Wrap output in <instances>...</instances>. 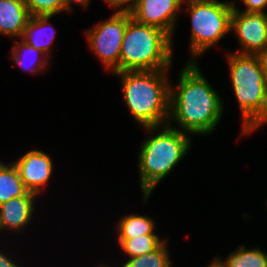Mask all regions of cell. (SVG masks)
I'll return each mask as SVG.
<instances>
[{
    "mask_svg": "<svg viewBox=\"0 0 267 267\" xmlns=\"http://www.w3.org/2000/svg\"><path fill=\"white\" fill-rule=\"evenodd\" d=\"M203 75L197 62H187L178 85L170 84L168 124L174 121L178 126L173 128L189 135L213 133L223 116V100Z\"/></svg>",
    "mask_w": 267,
    "mask_h": 267,
    "instance_id": "6da1fadb",
    "label": "cell"
},
{
    "mask_svg": "<svg viewBox=\"0 0 267 267\" xmlns=\"http://www.w3.org/2000/svg\"><path fill=\"white\" fill-rule=\"evenodd\" d=\"M151 133L142 141L138 153L139 185L142 202L147 203L156 186L167 177L189 152L191 135L184 133L171 124L144 127Z\"/></svg>",
    "mask_w": 267,
    "mask_h": 267,
    "instance_id": "7a4b0ae2",
    "label": "cell"
},
{
    "mask_svg": "<svg viewBox=\"0 0 267 267\" xmlns=\"http://www.w3.org/2000/svg\"><path fill=\"white\" fill-rule=\"evenodd\" d=\"M170 69L120 71L123 100L131 118L142 128L168 124L170 116Z\"/></svg>",
    "mask_w": 267,
    "mask_h": 267,
    "instance_id": "3957f363",
    "label": "cell"
},
{
    "mask_svg": "<svg viewBox=\"0 0 267 267\" xmlns=\"http://www.w3.org/2000/svg\"><path fill=\"white\" fill-rule=\"evenodd\" d=\"M226 58L230 84L241 112L240 134L249 136L267 123V90L263 65L259 55L230 52Z\"/></svg>",
    "mask_w": 267,
    "mask_h": 267,
    "instance_id": "277c9868",
    "label": "cell"
},
{
    "mask_svg": "<svg viewBox=\"0 0 267 267\" xmlns=\"http://www.w3.org/2000/svg\"><path fill=\"white\" fill-rule=\"evenodd\" d=\"M172 47L173 39L166 32L132 18L121 45L119 72L171 69Z\"/></svg>",
    "mask_w": 267,
    "mask_h": 267,
    "instance_id": "5b68a950",
    "label": "cell"
},
{
    "mask_svg": "<svg viewBox=\"0 0 267 267\" xmlns=\"http://www.w3.org/2000/svg\"><path fill=\"white\" fill-rule=\"evenodd\" d=\"M184 9L190 14V56L197 62V57L219 43L231 33L233 1L226 0H184ZM196 59V60H195Z\"/></svg>",
    "mask_w": 267,
    "mask_h": 267,
    "instance_id": "8992f818",
    "label": "cell"
},
{
    "mask_svg": "<svg viewBox=\"0 0 267 267\" xmlns=\"http://www.w3.org/2000/svg\"><path fill=\"white\" fill-rule=\"evenodd\" d=\"M130 13L114 12L109 18L85 30L89 48L101 61L103 68L112 73L119 72L121 45Z\"/></svg>",
    "mask_w": 267,
    "mask_h": 267,
    "instance_id": "52a82bcc",
    "label": "cell"
},
{
    "mask_svg": "<svg viewBox=\"0 0 267 267\" xmlns=\"http://www.w3.org/2000/svg\"><path fill=\"white\" fill-rule=\"evenodd\" d=\"M238 38L237 53L260 55L267 51V12L253 13L233 8L231 33Z\"/></svg>",
    "mask_w": 267,
    "mask_h": 267,
    "instance_id": "ba28073f",
    "label": "cell"
},
{
    "mask_svg": "<svg viewBox=\"0 0 267 267\" xmlns=\"http://www.w3.org/2000/svg\"><path fill=\"white\" fill-rule=\"evenodd\" d=\"M184 0H139L130 13L138 23L157 27L172 39Z\"/></svg>",
    "mask_w": 267,
    "mask_h": 267,
    "instance_id": "9c48e42d",
    "label": "cell"
},
{
    "mask_svg": "<svg viewBox=\"0 0 267 267\" xmlns=\"http://www.w3.org/2000/svg\"><path fill=\"white\" fill-rule=\"evenodd\" d=\"M17 168L25 188L40 196L53 173V160L42 150L32 149L12 162Z\"/></svg>",
    "mask_w": 267,
    "mask_h": 267,
    "instance_id": "30bf717a",
    "label": "cell"
},
{
    "mask_svg": "<svg viewBox=\"0 0 267 267\" xmlns=\"http://www.w3.org/2000/svg\"><path fill=\"white\" fill-rule=\"evenodd\" d=\"M37 194L27 192L24 196L14 197L0 205V233L3 231L18 232L30 226L35 215Z\"/></svg>",
    "mask_w": 267,
    "mask_h": 267,
    "instance_id": "8fae6325",
    "label": "cell"
},
{
    "mask_svg": "<svg viewBox=\"0 0 267 267\" xmlns=\"http://www.w3.org/2000/svg\"><path fill=\"white\" fill-rule=\"evenodd\" d=\"M30 14L23 0H0V34L21 39Z\"/></svg>",
    "mask_w": 267,
    "mask_h": 267,
    "instance_id": "7c38bea8",
    "label": "cell"
},
{
    "mask_svg": "<svg viewBox=\"0 0 267 267\" xmlns=\"http://www.w3.org/2000/svg\"><path fill=\"white\" fill-rule=\"evenodd\" d=\"M53 16H31L24 28L21 40L31 47L42 51L49 59L52 42L57 30L49 22Z\"/></svg>",
    "mask_w": 267,
    "mask_h": 267,
    "instance_id": "4fadbf2b",
    "label": "cell"
},
{
    "mask_svg": "<svg viewBox=\"0 0 267 267\" xmlns=\"http://www.w3.org/2000/svg\"><path fill=\"white\" fill-rule=\"evenodd\" d=\"M11 51L13 63L30 74L41 75L51 64L49 58L40 50L26 44L21 39L14 41ZM42 72V73H41Z\"/></svg>",
    "mask_w": 267,
    "mask_h": 267,
    "instance_id": "5bb4252c",
    "label": "cell"
},
{
    "mask_svg": "<svg viewBox=\"0 0 267 267\" xmlns=\"http://www.w3.org/2000/svg\"><path fill=\"white\" fill-rule=\"evenodd\" d=\"M118 247L122 254L127 258H132L144 254L151 253L158 249L167 238H160L158 234H145L134 236L133 238H116Z\"/></svg>",
    "mask_w": 267,
    "mask_h": 267,
    "instance_id": "9a60e30c",
    "label": "cell"
},
{
    "mask_svg": "<svg viewBox=\"0 0 267 267\" xmlns=\"http://www.w3.org/2000/svg\"><path fill=\"white\" fill-rule=\"evenodd\" d=\"M28 190L25 188L15 165H6L0 161V205L14 197L24 196Z\"/></svg>",
    "mask_w": 267,
    "mask_h": 267,
    "instance_id": "2e32d148",
    "label": "cell"
},
{
    "mask_svg": "<svg viewBox=\"0 0 267 267\" xmlns=\"http://www.w3.org/2000/svg\"><path fill=\"white\" fill-rule=\"evenodd\" d=\"M152 218L138 213L124 215L116 225V238H133L142 234H157L155 231L156 225Z\"/></svg>",
    "mask_w": 267,
    "mask_h": 267,
    "instance_id": "e0dca14e",
    "label": "cell"
},
{
    "mask_svg": "<svg viewBox=\"0 0 267 267\" xmlns=\"http://www.w3.org/2000/svg\"><path fill=\"white\" fill-rule=\"evenodd\" d=\"M222 260L226 267H267L265 251L259 247L248 249L243 244Z\"/></svg>",
    "mask_w": 267,
    "mask_h": 267,
    "instance_id": "ac0fdd59",
    "label": "cell"
},
{
    "mask_svg": "<svg viewBox=\"0 0 267 267\" xmlns=\"http://www.w3.org/2000/svg\"><path fill=\"white\" fill-rule=\"evenodd\" d=\"M167 241L151 253L127 258L121 267H173Z\"/></svg>",
    "mask_w": 267,
    "mask_h": 267,
    "instance_id": "d6986e66",
    "label": "cell"
},
{
    "mask_svg": "<svg viewBox=\"0 0 267 267\" xmlns=\"http://www.w3.org/2000/svg\"><path fill=\"white\" fill-rule=\"evenodd\" d=\"M30 16H55L64 12V0H23Z\"/></svg>",
    "mask_w": 267,
    "mask_h": 267,
    "instance_id": "ffe728a7",
    "label": "cell"
},
{
    "mask_svg": "<svg viewBox=\"0 0 267 267\" xmlns=\"http://www.w3.org/2000/svg\"><path fill=\"white\" fill-rule=\"evenodd\" d=\"M139 0H105L117 13H131Z\"/></svg>",
    "mask_w": 267,
    "mask_h": 267,
    "instance_id": "44dd1931",
    "label": "cell"
},
{
    "mask_svg": "<svg viewBox=\"0 0 267 267\" xmlns=\"http://www.w3.org/2000/svg\"><path fill=\"white\" fill-rule=\"evenodd\" d=\"M243 2L244 8L243 10H240L238 6H236V1H233L234 8L239 11L244 12H253V13H266L265 9L267 8V0H240Z\"/></svg>",
    "mask_w": 267,
    "mask_h": 267,
    "instance_id": "7402d4cb",
    "label": "cell"
},
{
    "mask_svg": "<svg viewBox=\"0 0 267 267\" xmlns=\"http://www.w3.org/2000/svg\"><path fill=\"white\" fill-rule=\"evenodd\" d=\"M0 267H21V265L18 264V262L13 260V257H9L8 253L2 252L0 249Z\"/></svg>",
    "mask_w": 267,
    "mask_h": 267,
    "instance_id": "603a6c76",
    "label": "cell"
},
{
    "mask_svg": "<svg viewBox=\"0 0 267 267\" xmlns=\"http://www.w3.org/2000/svg\"><path fill=\"white\" fill-rule=\"evenodd\" d=\"M73 3H76L77 5H80L83 8H87L90 5V0H64V12H72V6L74 5Z\"/></svg>",
    "mask_w": 267,
    "mask_h": 267,
    "instance_id": "cb8c5ba5",
    "label": "cell"
},
{
    "mask_svg": "<svg viewBox=\"0 0 267 267\" xmlns=\"http://www.w3.org/2000/svg\"><path fill=\"white\" fill-rule=\"evenodd\" d=\"M214 259L210 262L209 265L205 266V267H226V264L224 263V261L222 260V258H218L213 257Z\"/></svg>",
    "mask_w": 267,
    "mask_h": 267,
    "instance_id": "d4e9b609",
    "label": "cell"
},
{
    "mask_svg": "<svg viewBox=\"0 0 267 267\" xmlns=\"http://www.w3.org/2000/svg\"><path fill=\"white\" fill-rule=\"evenodd\" d=\"M263 69H264V75H265V80H266V90H267V51L259 55Z\"/></svg>",
    "mask_w": 267,
    "mask_h": 267,
    "instance_id": "484cf974",
    "label": "cell"
},
{
    "mask_svg": "<svg viewBox=\"0 0 267 267\" xmlns=\"http://www.w3.org/2000/svg\"><path fill=\"white\" fill-rule=\"evenodd\" d=\"M99 267H109L107 264H101Z\"/></svg>",
    "mask_w": 267,
    "mask_h": 267,
    "instance_id": "4316f807",
    "label": "cell"
}]
</instances>
